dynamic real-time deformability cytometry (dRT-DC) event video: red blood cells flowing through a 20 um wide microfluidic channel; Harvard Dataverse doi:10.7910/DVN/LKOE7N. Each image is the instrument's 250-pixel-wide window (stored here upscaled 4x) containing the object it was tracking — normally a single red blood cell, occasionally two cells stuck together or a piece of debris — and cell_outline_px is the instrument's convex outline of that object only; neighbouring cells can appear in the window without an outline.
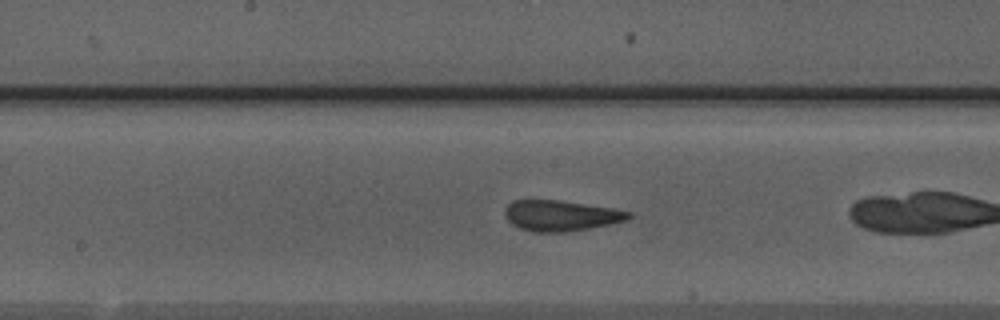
{"species": "Egyptian fruit bat (a non-hibernating species)", "species_latin": "Rousettus aegyptiacus", "temperature_condition": "warm", "stored_images_in_passage": 37, "camera_frame_rate_fps": 3000, "um_per_image_px": 0.085, "animal": {"sex": "male"}, "frame": {"image": 1, "passage_image": 11, "time_ms": 3.333, "image_size_px": [1000, 320], "cell_outline_px": [[632, 216], [628, 220], [568, 232], [532, 232], [520, 228], [512, 224], [508, 220], [504, 212], [508, 204], [512, 200], [560, 200], [612, 208], [632, 212]], "centroid_in_image_um": [47.67, 18.32], "position_along_channel_um": 200.5, "area_um2": 22.08}, "authors_computed_cell_mechanics": {"area_um2": 21.964, "velocity_mm_per_s": 3.9609, "shape_relaxation_time_tau1_ms": 5.3821, "shape_relaxation_time_tau2_ms": 1.2017, "deformation_change_tau1": 0.1433, "deformation_change_tau2": 0.0792}}